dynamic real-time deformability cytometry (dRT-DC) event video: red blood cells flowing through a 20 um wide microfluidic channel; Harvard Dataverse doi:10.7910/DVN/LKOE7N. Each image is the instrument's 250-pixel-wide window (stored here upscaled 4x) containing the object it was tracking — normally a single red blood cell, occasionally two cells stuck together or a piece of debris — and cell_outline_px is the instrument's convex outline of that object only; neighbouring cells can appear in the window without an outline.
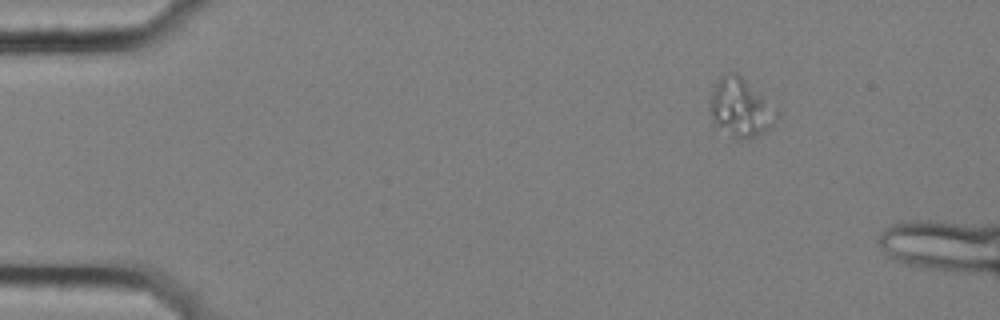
{"species": "common noctule bat (a hibernating species)", "species_latin": "Nyctalus noctula", "temperature_condition": "cold", "stored_images_in_passage": 7, "camera_frame_rate_fps": 3000, "um_per_image_px": 0.085, "animal": {"sex": "female", "body_mass_g": 25.1}, "frame": {"image": 1, "passage_image": 1, "time_ms": 0.0, "image_size_px": [1000, 320], "cell_outline_px": [[780, 112], [772, 128], [748, 140], [732, 140], [712, 128], [712, 92], [720, 76], [728, 72], [736, 72]], "centroid_in_image_um": [62.94, 9.27], "position_along_channel_um": 22.1, "area_um2": 23.18}}